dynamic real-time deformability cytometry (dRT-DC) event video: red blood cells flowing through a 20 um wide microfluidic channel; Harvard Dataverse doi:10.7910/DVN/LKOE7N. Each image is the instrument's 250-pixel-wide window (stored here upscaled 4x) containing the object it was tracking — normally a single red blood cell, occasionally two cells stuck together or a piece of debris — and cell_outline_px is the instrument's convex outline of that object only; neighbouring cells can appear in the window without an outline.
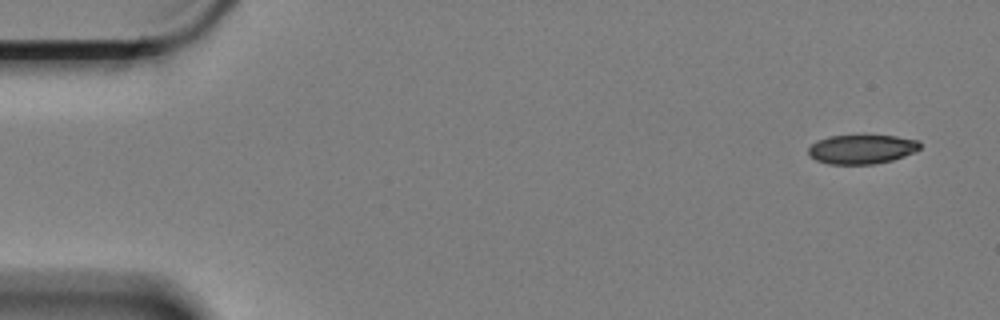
{"species": "Egyptian fruit bat (a non-hibernating species)", "species_latin": "Rousettus aegyptiacus", "temperature_condition": "cold", "stored_images_in_passage": 5, "camera_frame_rate_fps": 3000, "um_per_image_px": 0.085, "animal": {"sex": "female"}, "frame": {"image": 1, "passage_image": 1, "time_ms": 0.0, "image_size_px": [1000, 320], "cell_outline_px": [[920, 148], [904, 156], [892, 160], [872, 164], [828, 164], [816, 160], [808, 156], [808, 148], [816, 140], [828, 136], [864, 132], [896, 136], [920, 140]], "centroid_in_image_um": [73.22, 12.62], "position_along_channel_um": 11.8, "area_um2": 19.94}}
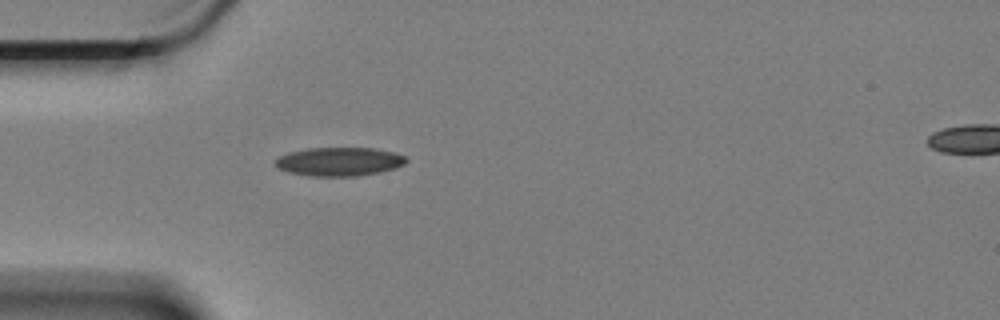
{"frame": {"image": 2, "passage_image": 5, "time_ms": 1.333, "image_size_px": [1000, 320], "cell_outline_px": [[408, 160], [404, 164], [396, 168], [380, 172], [356, 176], [308, 176], [288, 172], [280, 168], [276, 164], [276, 160], [280, 156], [288, 152], [308, 148], [376, 148], [396, 152], [404, 156]], "centroid_in_image_um": [28.88, 13.73], "position_along_channel_um": 56.1, "area_um2": 21.91}}